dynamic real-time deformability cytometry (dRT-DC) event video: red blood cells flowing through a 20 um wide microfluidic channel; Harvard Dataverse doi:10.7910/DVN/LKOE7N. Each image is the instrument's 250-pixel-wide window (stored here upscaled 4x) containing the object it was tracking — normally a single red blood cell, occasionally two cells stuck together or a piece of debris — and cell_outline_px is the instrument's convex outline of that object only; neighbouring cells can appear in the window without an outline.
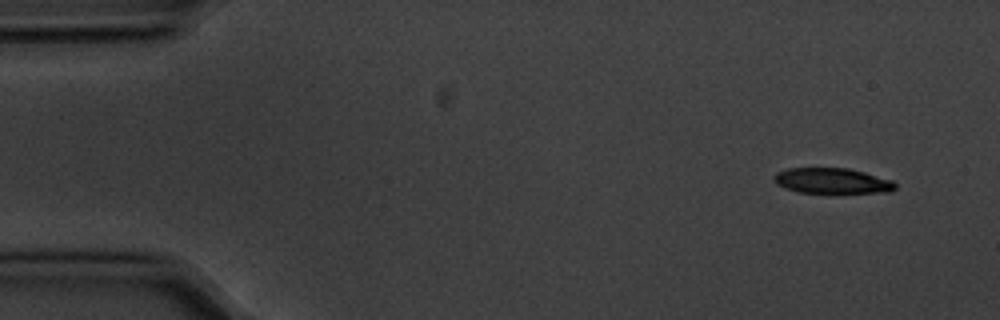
{"species": "common noctule bat (a hibernating species)", "species_latin": "Nyctalus noctula", "temperature_condition": "cold", "stored_images_in_passage": 53, "camera_frame_rate_fps": 3000, "um_per_image_px": 0.085, "animal": {"sex": "male", "body_mass_g": 20.1, "forearm_length_mm": 53.5}, "frame": {"image": 1, "passage_image": 1, "time_ms": 0.0, "image_size_px": [1000, 320], "cell_outline_px": [[896, 188], [892, 192], [832, 196], [796, 192], [784, 188], [776, 184], [772, 180], [772, 176], [776, 172], [788, 168], [848, 168], [864, 172], [892, 180], [896, 184]], "centroid_in_image_um": [70.73, 15.44], "position_along_channel_um": 14.3, "area_um2": 19.42}}
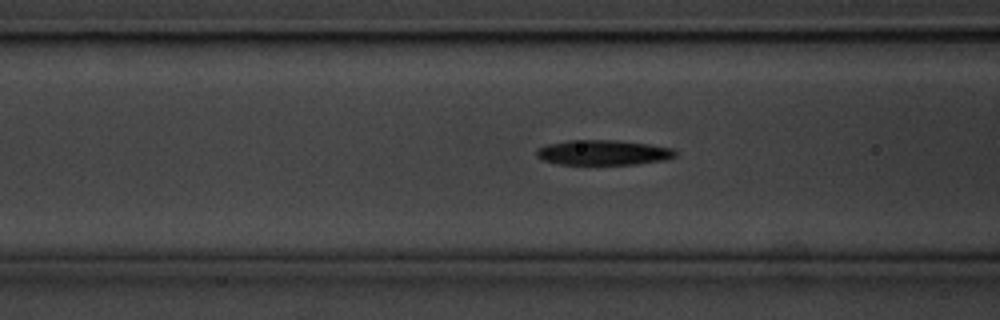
{"frame": {"image": 2, "passage_image": 18, "time_ms": 5.667, "image_size_px": [1000, 320], "cell_outline_px": [[676, 156], [664, 160], [636, 164], [560, 164], [544, 160], [536, 156], [536, 148], [548, 144], [568, 140], [616, 140], [648, 144], [672, 148], [676, 152]], "centroid_in_image_um": [51.26, 12.96], "position_along_channel_um": 115.3, "area_um2": 20.17}}
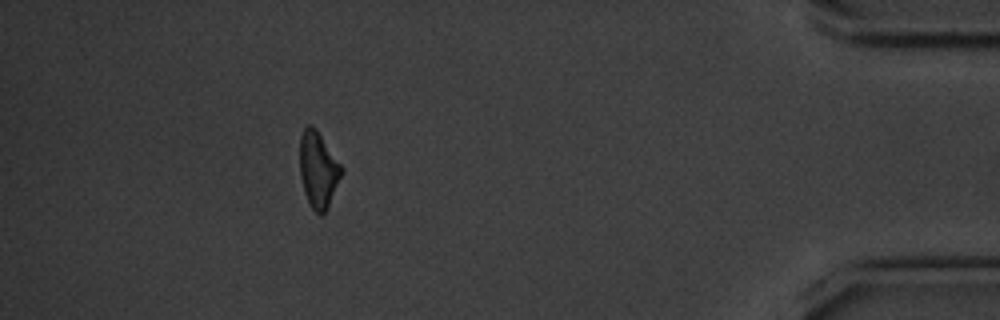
{"frame": {"image": 3, "passage_image": 47, "time_ms": 15.333, "image_size_px": [1000, 320], "cell_outline_px": [[344, 172], [328, 208], [320, 216], [312, 208], [304, 192], [300, 176], [300, 136], [304, 128], [308, 124], [312, 124], [316, 128], [344, 168]], "centroid_in_image_um": [27.07, 14.41], "position_along_channel_um": 408.1, "area_um2": 18.73}, "authors_computed_cell_mechanics": {"area_um2": 19.7676, "velocity_mm_per_s": 3.5786, "shape_relaxation_time_tau1_ms": 3.3483, "shape_relaxation_time_tau2_ms": null, "deformation_change_tau1": 0.1193, "deformation_change_tau2": null}}